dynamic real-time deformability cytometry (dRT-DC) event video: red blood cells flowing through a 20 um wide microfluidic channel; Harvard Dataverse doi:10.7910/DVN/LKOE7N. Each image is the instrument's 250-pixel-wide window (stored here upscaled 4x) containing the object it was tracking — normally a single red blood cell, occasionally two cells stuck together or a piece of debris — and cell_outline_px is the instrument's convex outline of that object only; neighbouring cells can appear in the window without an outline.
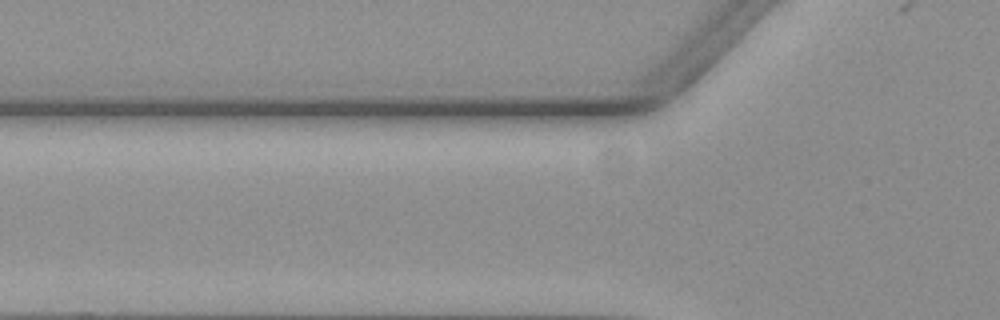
{"species": "common noctule bat (a hibernating species)", "species_latin": "Nyctalus noctula", "temperature_condition": "warm", "stored_images_in_passage": 2, "camera_frame_rate_fps": 3000, "um_per_image_px": 0.085, "animal": {"sex": "female", "body_mass_g": 19.3, "forearm_length_mm": 54.1}, "frame": {"image": 1, "passage_image": 2, "time_ms": 0.333, "image_size_px": [1000, 320], "cell_outline_px": [[612, 256], [588, 260], [556, 260], [524, 256], [532, 240], [592, 240], [612, 252]], "centroid_in_image_um": [48.2, 21.25], "position_along_channel_um": 77.6, "area_um2": 10.58}}